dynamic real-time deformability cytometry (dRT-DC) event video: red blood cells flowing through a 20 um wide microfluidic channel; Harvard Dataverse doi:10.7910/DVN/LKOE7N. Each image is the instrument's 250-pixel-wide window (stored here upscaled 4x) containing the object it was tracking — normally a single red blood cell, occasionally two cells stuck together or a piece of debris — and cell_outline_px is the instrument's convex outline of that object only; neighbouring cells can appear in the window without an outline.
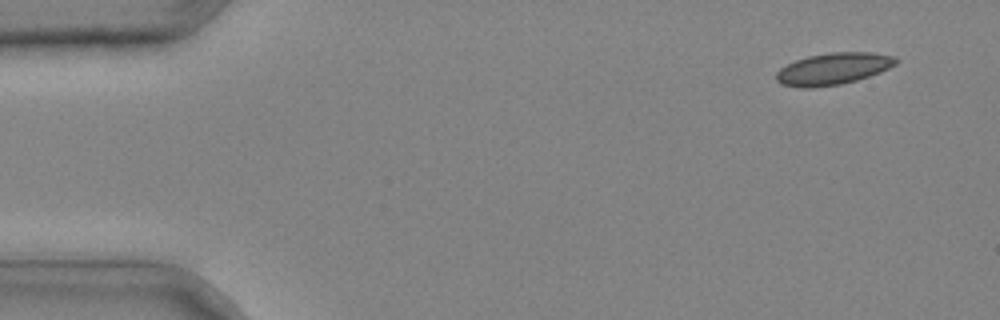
{"species": "common noctule bat (a hibernating species)", "species_latin": "Nyctalus noctula", "temperature_condition": "cold", "stored_images_in_passage": 3, "segment_of_instrument_passage": [2, 2], "camera_frame_rate_fps": 3000, "um_per_image_px": 0.085, "animal": {"sex": "male", "body_mass_g": 20.4}, "frame": {"image": 1, "passage_image": 3, "time_ms": 0.667, "image_size_px": [1000, 320], "cell_outline_px": [[900, 60], [896, 64], [880, 72], [856, 80], [840, 84], [812, 88], [800, 88], [780, 84], [776, 80], [776, 72], [780, 68], [796, 60], [808, 56], [832, 52], [872, 52], [892, 56]], "centroid_in_image_um": [70.8, 5.85], "position_along_channel_um": 14.2, "area_um2": 22.14}}